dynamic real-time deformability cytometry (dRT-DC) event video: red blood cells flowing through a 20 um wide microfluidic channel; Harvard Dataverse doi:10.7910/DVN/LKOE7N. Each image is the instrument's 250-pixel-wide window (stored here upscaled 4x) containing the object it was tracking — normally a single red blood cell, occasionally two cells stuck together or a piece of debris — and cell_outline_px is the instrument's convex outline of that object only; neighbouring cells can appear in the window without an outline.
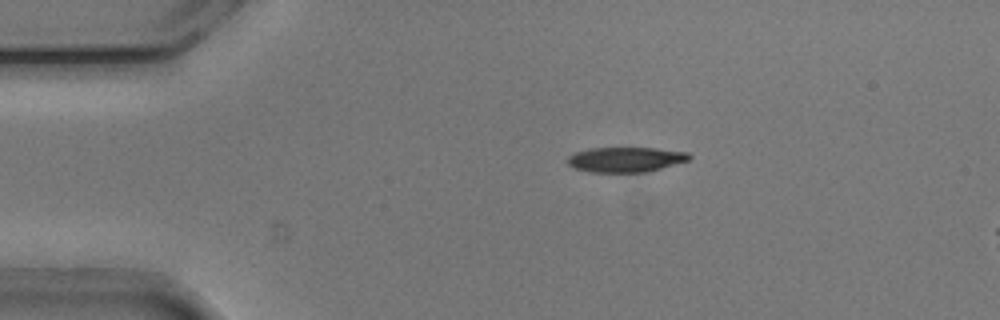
{"species": "common noctule bat (a hibernating species)", "species_latin": "Nyctalus noctula", "temperature_condition": "cold", "stored_images_in_passage": 7, "camera_frame_rate_fps": 3000, "um_per_image_px": 0.085, "animal": {"sex": "male", "body_mass_g": 20.5, "forearm_length_mm": 52.5}, "frame": {"image": 1, "passage_image": 1, "time_ms": 0.0, "image_size_px": [1000, 320], "cell_outline_px": [[692, 156], [688, 160], [648, 172], [588, 172], [576, 168], [568, 164], [564, 160], [568, 156], [576, 152], [592, 148], [656, 148], [688, 152]], "centroid_in_image_um": [53.16, 13.56], "position_along_channel_um": 31.8, "area_um2": 17.74}}